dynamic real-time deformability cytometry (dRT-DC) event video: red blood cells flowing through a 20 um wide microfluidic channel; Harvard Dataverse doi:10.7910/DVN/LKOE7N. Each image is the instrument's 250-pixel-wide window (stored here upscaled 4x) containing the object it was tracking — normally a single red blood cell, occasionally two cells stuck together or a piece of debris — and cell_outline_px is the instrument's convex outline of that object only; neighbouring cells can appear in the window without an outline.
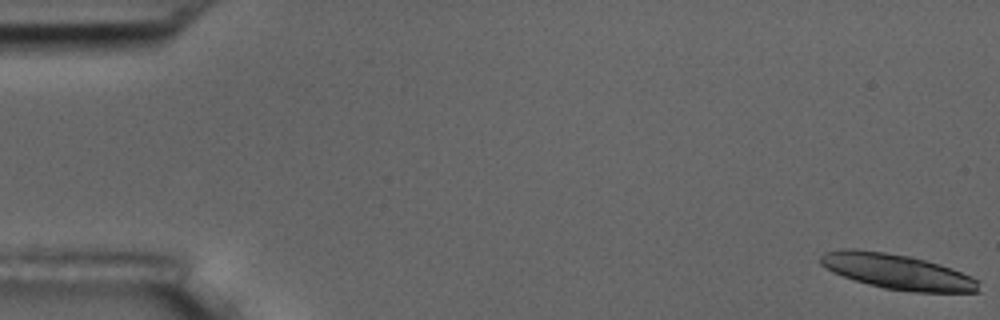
{"species": "common noctule bat (a hibernating species)", "species_latin": "Nyctalus noctula", "temperature_condition": "room temperature", "stored_images_in_passage": 16, "camera_frame_rate_fps": 3000, "um_per_image_px": 0.085, "animal": {"sex": "male", "body_mass_g": 17.5, "forearm_length_mm": 52.3}, "frame": {"image": 1, "passage_image": 1, "time_ms": 0.0, "image_size_px": [1000, 320], "cell_outline_px": [[980, 292], [912, 292], [884, 288], [868, 284], [832, 272], [820, 264], [820, 256], [824, 252], [840, 248], [856, 248], [884, 252], [908, 256], [940, 264], [952, 268], [972, 276], [980, 280]], "centroid_in_image_um": [76.28, 23.08], "position_along_channel_um": 8.7, "area_um2": 32.66}}